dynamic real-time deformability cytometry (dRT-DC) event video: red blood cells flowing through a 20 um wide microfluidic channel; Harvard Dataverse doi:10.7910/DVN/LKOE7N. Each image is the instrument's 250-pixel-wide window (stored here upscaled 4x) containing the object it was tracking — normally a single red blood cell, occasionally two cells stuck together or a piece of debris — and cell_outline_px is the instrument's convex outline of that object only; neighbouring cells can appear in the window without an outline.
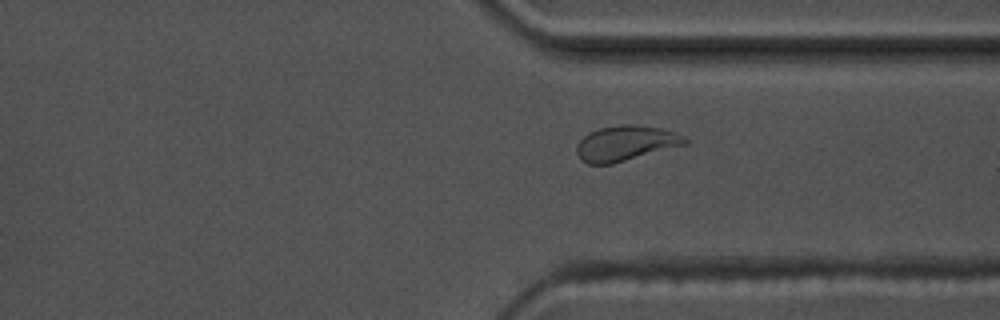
{"species": "common noctule bat (a hibernating species)", "species_latin": "Nyctalus noctula", "temperature_condition": "warm", "stored_images_in_passage": 49, "camera_frame_rate_fps": 3000, "um_per_image_px": 0.085, "animal": {"sex": "male", "body_mass_g": 17.5, "forearm_length_mm": 52.3}, "frame": {"image": 1, "passage_image": 35, "time_ms": 11.333, "image_size_px": [1000, 320], "cell_outline_px": [[688, 144], [612, 164], [588, 164], [580, 160], [576, 152], [576, 148], [580, 140], [588, 132], [600, 128], [620, 124], [636, 124], [664, 128], [684, 136], [688, 140]], "centroid_in_image_um": [53.19, 12.17], "position_along_channel_um": 358.2, "area_um2": 22.48}}
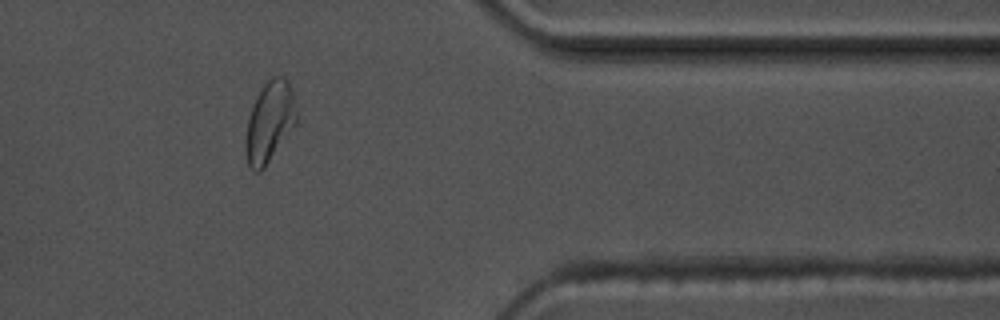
{"frame": {"image": 2, "passage_image": 39, "time_ms": 12.667, "image_size_px": [1000, 320], "cell_outline_px": [[296, 124], [264, 168], [260, 172], [256, 172], [248, 168], [244, 152], [244, 140], [248, 120], [256, 96], [264, 84], [272, 76], [280, 76], [288, 80], [292, 88], [296, 112]], "centroid_in_image_um": [22.89, 10.4], "position_along_channel_um": 388.5, "area_um2": 24.04}, "authors_computed_cell_mechanics": {"area_um2": 22.1952, "velocity_mm_per_s": 3.6328, "shape_relaxation_time_tau1_ms": 4.6376, "shape_relaxation_time_tau2_ms": 0.9752, "deformation_change_tau1": 0.182, "deformation_change_tau2": 0.0858}}